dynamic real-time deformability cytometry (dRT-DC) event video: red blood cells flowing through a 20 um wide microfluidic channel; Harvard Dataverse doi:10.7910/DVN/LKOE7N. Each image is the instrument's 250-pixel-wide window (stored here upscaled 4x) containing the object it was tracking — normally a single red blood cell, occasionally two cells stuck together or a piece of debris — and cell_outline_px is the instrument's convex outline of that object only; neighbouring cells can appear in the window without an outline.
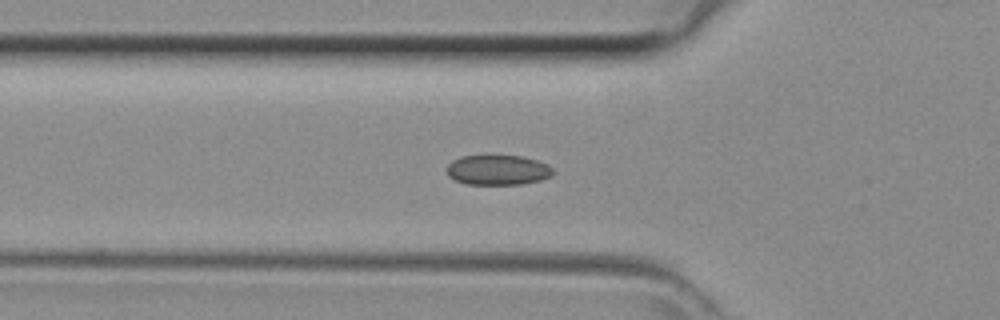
{"species": "common noctule bat (a hibernating species)", "species_latin": "Nyctalus noctula", "temperature_condition": "room temperature", "stored_images_in_passage": 9, "camera_frame_rate_fps": 3000, "um_per_image_px": 0.085, "animal": {"sex": "female", "body_mass_g": 29.2, "forearm_length_mm": 56.3}, "frame": {"image": 1, "passage_image": 8, "time_ms": 2.333, "image_size_px": [1000, 320], "cell_outline_px": [[552, 176], [540, 180], [524, 184], [464, 184], [448, 176], [448, 164], [452, 160], [460, 156], [524, 156], [548, 164], [552, 168]], "centroid_in_image_um": [42.32, 14.45], "position_along_channel_um": 83.5, "area_um2": 18.55}}